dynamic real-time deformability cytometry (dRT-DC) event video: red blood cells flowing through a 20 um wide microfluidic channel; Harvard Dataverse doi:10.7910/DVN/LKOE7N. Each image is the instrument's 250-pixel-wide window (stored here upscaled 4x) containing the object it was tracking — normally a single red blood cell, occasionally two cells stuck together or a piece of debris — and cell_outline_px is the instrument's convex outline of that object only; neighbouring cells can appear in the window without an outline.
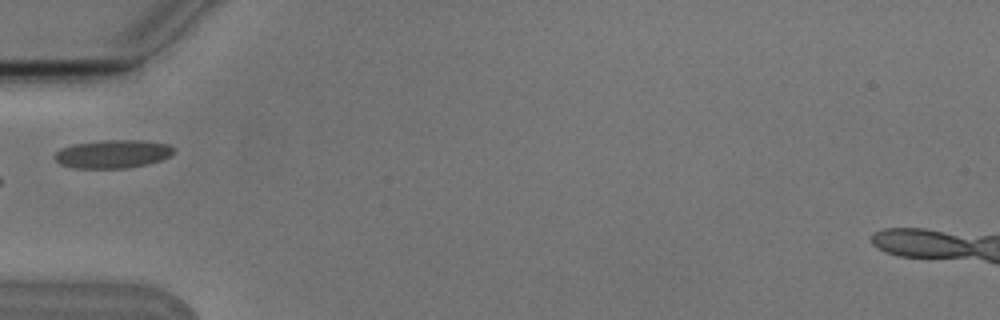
{"species": "Egyptian fruit bat (a non-hibernating species)", "species_latin": "Rousettus aegyptiacus", "temperature_condition": "cold", "stored_images_in_passage": 5, "camera_frame_rate_fps": 3000, "um_per_image_px": 0.085, "animal": {"sex": "male"}, "frame": {"image": 1, "passage_image": 5, "time_ms": 1.333, "image_size_px": [1000, 320], "cell_outline_px": [[176, 148], [168, 156], [160, 160], [148, 164], [128, 168], [72, 168], [60, 164], [52, 156], [60, 148], [72, 144], [104, 140], [144, 140], [168, 144]], "centroid_in_image_um": [9.55, 13.08], "position_along_channel_um": 75.4, "area_um2": 19.77}}